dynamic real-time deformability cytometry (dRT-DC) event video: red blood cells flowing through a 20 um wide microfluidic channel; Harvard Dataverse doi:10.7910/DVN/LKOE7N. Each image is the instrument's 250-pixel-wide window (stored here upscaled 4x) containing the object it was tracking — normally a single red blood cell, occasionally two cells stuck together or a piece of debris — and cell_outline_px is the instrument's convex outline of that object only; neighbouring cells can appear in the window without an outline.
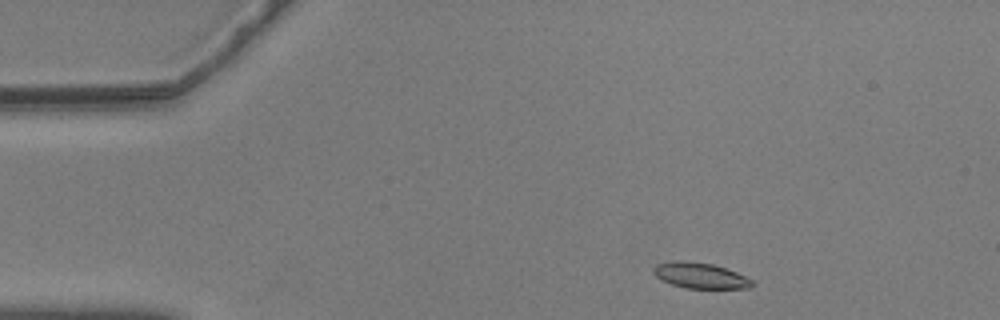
{"species": "common noctule bat (a hibernating species)", "species_latin": "Nyctalus noctula", "temperature_condition": "warm", "stored_images_in_passage": 50, "camera_frame_rate_fps": 3000, "um_per_image_px": 0.085, "animal": {"sex": "male", "body_mass_g": 20.5, "forearm_length_mm": 52.5}, "frame": {"image": 1, "passage_image": 2, "time_ms": 0.333, "image_size_px": [1000, 320], "cell_outline_px": [[752, 284], [748, 288], [688, 288], [672, 284], [660, 280], [652, 272], [652, 268], [656, 264], [676, 260], [680, 260], [712, 264], [736, 272], [752, 280]], "centroid_in_image_um": [59.45, 23.41], "position_along_channel_um": 25.6, "area_um2": 14.57}}
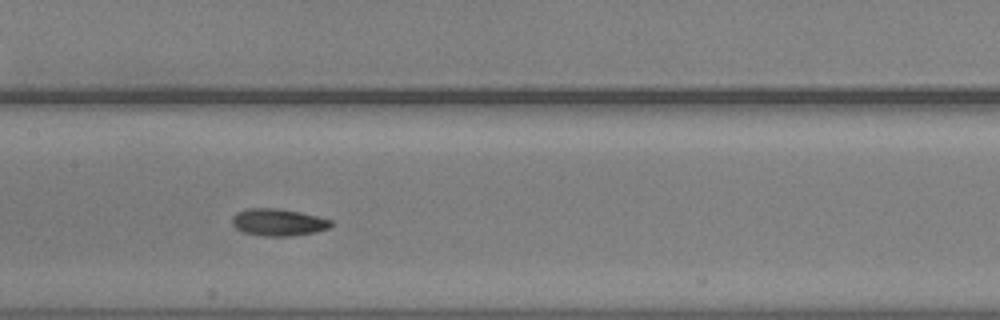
{"frame": {"image": 2, "passage_image": 21, "time_ms": 6.667, "image_size_px": [1000, 320], "cell_outline_px": [[332, 224], [328, 228], [316, 232], [288, 236], [264, 236], [244, 232], [236, 228], [232, 224], [232, 216], [236, 212], [248, 208], [276, 208], [300, 212], [332, 220]], "centroid_in_image_um": [23.63, 18.89], "position_along_channel_um": 183.8, "area_um2": 15.55}}
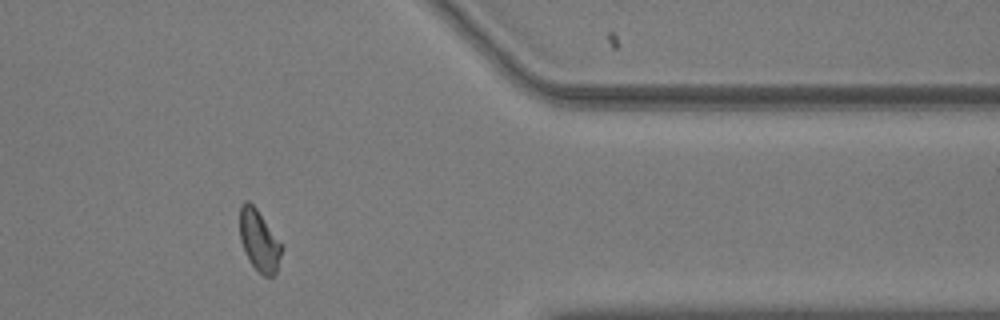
{"frame": {"image": 3, "passage_image": 40, "time_ms": 13.0, "image_size_px": [1000, 320], "cell_outline_px": [[284, 248], [276, 272], [272, 276], [264, 276], [248, 260], [240, 240], [240, 204], [244, 200], [248, 200], [256, 208], [284, 244]], "centroid_in_image_um": [22.06, 20.43], "position_along_channel_um": 389.3, "area_um2": 15.2}, "authors_computed_cell_mechanics": {"area_um2": 15.1436, "velocity_mm_per_s": 3.5629, "shape_relaxation_time_tau1_ms": 3.3589, "shape_relaxation_time_tau2_ms": 3.1122, "deformation_change_tau1": 0.1234, "deformation_change_tau2": 0.0745}}